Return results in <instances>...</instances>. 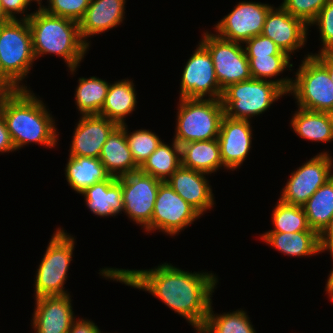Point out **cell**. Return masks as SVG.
<instances>
[{
	"label": "cell",
	"instance_id": "obj_23",
	"mask_svg": "<svg viewBox=\"0 0 333 333\" xmlns=\"http://www.w3.org/2000/svg\"><path fill=\"white\" fill-rule=\"evenodd\" d=\"M181 166L195 171L211 174L224 167L218 139L195 141L182 144Z\"/></svg>",
	"mask_w": 333,
	"mask_h": 333
},
{
	"label": "cell",
	"instance_id": "obj_20",
	"mask_svg": "<svg viewBox=\"0 0 333 333\" xmlns=\"http://www.w3.org/2000/svg\"><path fill=\"white\" fill-rule=\"evenodd\" d=\"M125 3L126 0H90L83 18L78 22L80 36L88 47L87 37L101 34L122 23Z\"/></svg>",
	"mask_w": 333,
	"mask_h": 333
},
{
	"label": "cell",
	"instance_id": "obj_36",
	"mask_svg": "<svg viewBox=\"0 0 333 333\" xmlns=\"http://www.w3.org/2000/svg\"><path fill=\"white\" fill-rule=\"evenodd\" d=\"M48 3V8L42 7L46 13L79 22L83 18L90 0H49Z\"/></svg>",
	"mask_w": 333,
	"mask_h": 333
},
{
	"label": "cell",
	"instance_id": "obj_40",
	"mask_svg": "<svg viewBox=\"0 0 333 333\" xmlns=\"http://www.w3.org/2000/svg\"><path fill=\"white\" fill-rule=\"evenodd\" d=\"M15 151L10 133L7 129L6 122L2 115H0V152Z\"/></svg>",
	"mask_w": 333,
	"mask_h": 333
},
{
	"label": "cell",
	"instance_id": "obj_46",
	"mask_svg": "<svg viewBox=\"0 0 333 333\" xmlns=\"http://www.w3.org/2000/svg\"><path fill=\"white\" fill-rule=\"evenodd\" d=\"M0 82L10 84L15 90L19 88L2 72L1 63H0Z\"/></svg>",
	"mask_w": 333,
	"mask_h": 333
},
{
	"label": "cell",
	"instance_id": "obj_16",
	"mask_svg": "<svg viewBox=\"0 0 333 333\" xmlns=\"http://www.w3.org/2000/svg\"><path fill=\"white\" fill-rule=\"evenodd\" d=\"M250 120L232 119L223 116L218 143L223 165L234 171L246 159L252 144Z\"/></svg>",
	"mask_w": 333,
	"mask_h": 333
},
{
	"label": "cell",
	"instance_id": "obj_17",
	"mask_svg": "<svg viewBox=\"0 0 333 333\" xmlns=\"http://www.w3.org/2000/svg\"><path fill=\"white\" fill-rule=\"evenodd\" d=\"M70 294L35 298L32 318L35 333H68L74 317Z\"/></svg>",
	"mask_w": 333,
	"mask_h": 333
},
{
	"label": "cell",
	"instance_id": "obj_24",
	"mask_svg": "<svg viewBox=\"0 0 333 333\" xmlns=\"http://www.w3.org/2000/svg\"><path fill=\"white\" fill-rule=\"evenodd\" d=\"M261 237L267 244L289 256L303 257L321 253L316 231L265 232Z\"/></svg>",
	"mask_w": 333,
	"mask_h": 333
},
{
	"label": "cell",
	"instance_id": "obj_29",
	"mask_svg": "<svg viewBox=\"0 0 333 333\" xmlns=\"http://www.w3.org/2000/svg\"><path fill=\"white\" fill-rule=\"evenodd\" d=\"M181 166V147L173 140L172 146L161 142L139 170L165 182Z\"/></svg>",
	"mask_w": 333,
	"mask_h": 333
},
{
	"label": "cell",
	"instance_id": "obj_13",
	"mask_svg": "<svg viewBox=\"0 0 333 333\" xmlns=\"http://www.w3.org/2000/svg\"><path fill=\"white\" fill-rule=\"evenodd\" d=\"M180 86V98L222 97L223 90L219 86L212 57L201 43L184 67Z\"/></svg>",
	"mask_w": 333,
	"mask_h": 333
},
{
	"label": "cell",
	"instance_id": "obj_8",
	"mask_svg": "<svg viewBox=\"0 0 333 333\" xmlns=\"http://www.w3.org/2000/svg\"><path fill=\"white\" fill-rule=\"evenodd\" d=\"M58 228L53 234L37 269L35 298L41 296L67 295L64 284L72 261L74 237Z\"/></svg>",
	"mask_w": 333,
	"mask_h": 333
},
{
	"label": "cell",
	"instance_id": "obj_4",
	"mask_svg": "<svg viewBox=\"0 0 333 333\" xmlns=\"http://www.w3.org/2000/svg\"><path fill=\"white\" fill-rule=\"evenodd\" d=\"M292 78L259 80L251 78L229 85L221 97L224 114L232 119L250 120L270 108L282 95L288 94Z\"/></svg>",
	"mask_w": 333,
	"mask_h": 333
},
{
	"label": "cell",
	"instance_id": "obj_39",
	"mask_svg": "<svg viewBox=\"0 0 333 333\" xmlns=\"http://www.w3.org/2000/svg\"><path fill=\"white\" fill-rule=\"evenodd\" d=\"M2 9L10 20H18L15 14H24L30 0H0Z\"/></svg>",
	"mask_w": 333,
	"mask_h": 333
},
{
	"label": "cell",
	"instance_id": "obj_30",
	"mask_svg": "<svg viewBox=\"0 0 333 333\" xmlns=\"http://www.w3.org/2000/svg\"><path fill=\"white\" fill-rule=\"evenodd\" d=\"M75 101L81 115L100 114L110 83L95 76L79 78Z\"/></svg>",
	"mask_w": 333,
	"mask_h": 333
},
{
	"label": "cell",
	"instance_id": "obj_43",
	"mask_svg": "<svg viewBox=\"0 0 333 333\" xmlns=\"http://www.w3.org/2000/svg\"><path fill=\"white\" fill-rule=\"evenodd\" d=\"M313 55L325 66L333 82V50L322 51Z\"/></svg>",
	"mask_w": 333,
	"mask_h": 333
},
{
	"label": "cell",
	"instance_id": "obj_15",
	"mask_svg": "<svg viewBox=\"0 0 333 333\" xmlns=\"http://www.w3.org/2000/svg\"><path fill=\"white\" fill-rule=\"evenodd\" d=\"M308 26L289 14L282 6L272 7L265 19L262 35L270 38L289 56L305 46Z\"/></svg>",
	"mask_w": 333,
	"mask_h": 333
},
{
	"label": "cell",
	"instance_id": "obj_48",
	"mask_svg": "<svg viewBox=\"0 0 333 333\" xmlns=\"http://www.w3.org/2000/svg\"><path fill=\"white\" fill-rule=\"evenodd\" d=\"M30 1H35V2L37 1L38 5H39V9H41L43 7V5H41L42 0H30ZM47 1H49V0H47Z\"/></svg>",
	"mask_w": 333,
	"mask_h": 333
},
{
	"label": "cell",
	"instance_id": "obj_6",
	"mask_svg": "<svg viewBox=\"0 0 333 333\" xmlns=\"http://www.w3.org/2000/svg\"><path fill=\"white\" fill-rule=\"evenodd\" d=\"M35 61L32 35L27 19L0 25V63L2 72L19 88Z\"/></svg>",
	"mask_w": 333,
	"mask_h": 333
},
{
	"label": "cell",
	"instance_id": "obj_1",
	"mask_svg": "<svg viewBox=\"0 0 333 333\" xmlns=\"http://www.w3.org/2000/svg\"><path fill=\"white\" fill-rule=\"evenodd\" d=\"M100 274L110 280L148 291L186 318L197 333L206 323L212 304L211 295L218 282L212 273H191L168 263L149 270L104 268Z\"/></svg>",
	"mask_w": 333,
	"mask_h": 333
},
{
	"label": "cell",
	"instance_id": "obj_41",
	"mask_svg": "<svg viewBox=\"0 0 333 333\" xmlns=\"http://www.w3.org/2000/svg\"><path fill=\"white\" fill-rule=\"evenodd\" d=\"M319 244L321 252L325 250L333 251V216L330 219L329 224L319 234Z\"/></svg>",
	"mask_w": 333,
	"mask_h": 333
},
{
	"label": "cell",
	"instance_id": "obj_45",
	"mask_svg": "<svg viewBox=\"0 0 333 333\" xmlns=\"http://www.w3.org/2000/svg\"><path fill=\"white\" fill-rule=\"evenodd\" d=\"M330 253H331V256H332V259H333V251L330 252ZM328 277L329 278H328L325 290L327 291V294L329 295L330 300L333 302V269L330 272Z\"/></svg>",
	"mask_w": 333,
	"mask_h": 333
},
{
	"label": "cell",
	"instance_id": "obj_5",
	"mask_svg": "<svg viewBox=\"0 0 333 333\" xmlns=\"http://www.w3.org/2000/svg\"><path fill=\"white\" fill-rule=\"evenodd\" d=\"M174 141L188 142L218 139L224 114L221 99L179 98Z\"/></svg>",
	"mask_w": 333,
	"mask_h": 333
},
{
	"label": "cell",
	"instance_id": "obj_10",
	"mask_svg": "<svg viewBox=\"0 0 333 333\" xmlns=\"http://www.w3.org/2000/svg\"><path fill=\"white\" fill-rule=\"evenodd\" d=\"M200 216L189 203L172 189L167 181L161 182L151 223L145 228V231L150 233V231L159 230L173 236L184 230Z\"/></svg>",
	"mask_w": 333,
	"mask_h": 333
},
{
	"label": "cell",
	"instance_id": "obj_47",
	"mask_svg": "<svg viewBox=\"0 0 333 333\" xmlns=\"http://www.w3.org/2000/svg\"><path fill=\"white\" fill-rule=\"evenodd\" d=\"M9 21H10V19L7 17L5 12L3 11L2 5H1V2H0V25L5 24Z\"/></svg>",
	"mask_w": 333,
	"mask_h": 333
},
{
	"label": "cell",
	"instance_id": "obj_49",
	"mask_svg": "<svg viewBox=\"0 0 333 333\" xmlns=\"http://www.w3.org/2000/svg\"><path fill=\"white\" fill-rule=\"evenodd\" d=\"M331 120H332V130H333V111L329 112Z\"/></svg>",
	"mask_w": 333,
	"mask_h": 333
},
{
	"label": "cell",
	"instance_id": "obj_35",
	"mask_svg": "<svg viewBox=\"0 0 333 333\" xmlns=\"http://www.w3.org/2000/svg\"><path fill=\"white\" fill-rule=\"evenodd\" d=\"M328 1L329 0H283L281 6L289 14L302 20L307 26H311V23Z\"/></svg>",
	"mask_w": 333,
	"mask_h": 333
},
{
	"label": "cell",
	"instance_id": "obj_25",
	"mask_svg": "<svg viewBox=\"0 0 333 333\" xmlns=\"http://www.w3.org/2000/svg\"><path fill=\"white\" fill-rule=\"evenodd\" d=\"M134 86L129 79L110 83L99 115L114 121L118 126L125 124V117L135 110L137 103Z\"/></svg>",
	"mask_w": 333,
	"mask_h": 333
},
{
	"label": "cell",
	"instance_id": "obj_32",
	"mask_svg": "<svg viewBox=\"0 0 333 333\" xmlns=\"http://www.w3.org/2000/svg\"><path fill=\"white\" fill-rule=\"evenodd\" d=\"M274 229L268 232L314 231L310 228L302 206L289 205L278 200L272 214Z\"/></svg>",
	"mask_w": 333,
	"mask_h": 333
},
{
	"label": "cell",
	"instance_id": "obj_44",
	"mask_svg": "<svg viewBox=\"0 0 333 333\" xmlns=\"http://www.w3.org/2000/svg\"><path fill=\"white\" fill-rule=\"evenodd\" d=\"M14 91L15 89L10 84L0 82V115H2L6 100L12 95Z\"/></svg>",
	"mask_w": 333,
	"mask_h": 333
},
{
	"label": "cell",
	"instance_id": "obj_37",
	"mask_svg": "<svg viewBox=\"0 0 333 333\" xmlns=\"http://www.w3.org/2000/svg\"><path fill=\"white\" fill-rule=\"evenodd\" d=\"M316 25L319 28L321 42L323 48L319 51L333 50V0L320 10L315 20L311 25Z\"/></svg>",
	"mask_w": 333,
	"mask_h": 333
},
{
	"label": "cell",
	"instance_id": "obj_28",
	"mask_svg": "<svg viewBox=\"0 0 333 333\" xmlns=\"http://www.w3.org/2000/svg\"><path fill=\"white\" fill-rule=\"evenodd\" d=\"M302 207L310 228L320 234L333 216V176Z\"/></svg>",
	"mask_w": 333,
	"mask_h": 333
},
{
	"label": "cell",
	"instance_id": "obj_7",
	"mask_svg": "<svg viewBox=\"0 0 333 333\" xmlns=\"http://www.w3.org/2000/svg\"><path fill=\"white\" fill-rule=\"evenodd\" d=\"M295 75L289 95L295 96L299 108L333 111V82L325 66L313 54L305 56Z\"/></svg>",
	"mask_w": 333,
	"mask_h": 333
},
{
	"label": "cell",
	"instance_id": "obj_34",
	"mask_svg": "<svg viewBox=\"0 0 333 333\" xmlns=\"http://www.w3.org/2000/svg\"><path fill=\"white\" fill-rule=\"evenodd\" d=\"M251 77L268 80L279 75L285 69L293 67L289 55L247 56Z\"/></svg>",
	"mask_w": 333,
	"mask_h": 333
},
{
	"label": "cell",
	"instance_id": "obj_31",
	"mask_svg": "<svg viewBox=\"0 0 333 333\" xmlns=\"http://www.w3.org/2000/svg\"><path fill=\"white\" fill-rule=\"evenodd\" d=\"M246 314L243 310H236L216 315L210 305L206 323L198 333H256Z\"/></svg>",
	"mask_w": 333,
	"mask_h": 333
},
{
	"label": "cell",
	"instance_id": "obj_11",
	"mask_svg": "<svg viewBox=\"0 0 333 333\" xmlns=\"http://www.w3.org/2000/svg\"><path fill=\"white\" fill-rule=\"evenodd\" d=\"M331 157L327 152H321L292 172L279 200L289 205L303 206L333 176Z\"/></svg>",
	"mask_w": 333,
	"mask_h": 333
},
{
	"label": "cell",
	"instance_id": "obj_9",
	"mask_svg": "<svg viewBox=\"0 0 333 333\" xmlns=\"http://www.w3.org/2000/svg\"><path fill=\"white\" fill-rule=\"evenodd\" d=\"M200 43L209 51L215 74L222 90L229 85L251 79L249 60L239 42L221 38L208 31Z\"/></svg>",
	"mask_w": 333,
	"mask_h": 333
},
{
	"label": "cell",
	"instance_id": "obj_26",
	"mask_svg": "<svg viewBox=\"0 0 333 333\" xmlns=\"http://www.w3.org/2000/svg\"><path fill=\"white\" fill-rule=\"evenodd\" d=\"M65 175L72 190L79 194L93 184L107 180L111 176L99 158L82 156H69Z\"/></svg>",
	"mask_w": 333,
	"mask_h": 333
},
{
	"label": "cell",
	"instance_id": "obj_27",
	"mask_svg": "<svg viewBox=\"0 0 333 333\" xmlns=\"http://www.w3.org/2000/svg\"><path fill=\"white\" fill-rule=\"evenodd\" d=\"M291 126L303 139L316 142L333 141L332 120L329 112L310 111L298 107Z\"/></svg>",
	"mask_w": 333,
	"mask_h": 333
},
{
	"label": "cell",
	"instance_id": "obj_3",
	"mask_svg": "<svg viewBox=\"0 0 333 333\" xmlns=\"http://www.w3.org/2000/svg\"><path fill=\"white\" fill-rule=\"evenodd\" d=\"M31 35L35 60L44 54H57L65 60L73 74L83 60L88 46L79 32V23L46 13L42 8L31 14H24Z\"/></svg>",
	"mask_w": 333,
	"mask_h": 333
},
{
	"label": "cell",
	"instance_id": "obj_14",
	"mask_svg": "<svg viewBox=\"0 0 333 333\" xmlns=\"http://www.w3.org/2000/svg\"><path fill=\"white\" fill-rule=\"evenodd\" d=\"M271 8L272 6L264 3L239 2L215 25V31L221 38L244 44L245 41L262 33Z\"/></svg>",
	"mask_w": 333,
	"mask_h": 333
},
{
	"label": "cell",
	"instance_id": "obj_42",
	"mask_svg": "<svg viewBox=\"0 0 333 333\" xmlns=\"http://www.w3.org/2000/svg\"><path fill=\"white\" fill-rule=\"evenodd\" d=\"M68 333H101V331L92 321L81 318L73 322Z\"/></svg>",
	"mask_w": 333,
	"mask_h": 333
},
{
	"label": "cell",
	"instance_id": "obj_18",
	"mask_svg": "<svg viewBox=\"0 0 333 333\" xmlns=\"http://www.w3.org/2000/svg\"><path fill=\"white\" fill-rule=\"evenodd\" d=\"M80 117L71 141L69 156L99 158L107 137L118 125L99 114Z\"/></svg>",
	"mask_w": 333,
	"mask_h": 333
},
{
	"label": "cell",
	"instance_id": "obj_2",
	"mask_svg": "<svg viewBox=\"0 0 333 333\" xmlns=\"http://www.w3.org/2000/svg\"><path fill=\"white\" fill-rule=\"evenodd\" d=\"M2 116L15 150L29 143L53 148L58 143L55 120L41 99L27 89L15 90L6 100Z\"/></svg>",
	"mask_w": 333,
	"mask_h": 333
},
{
	"label": "cell",
	"instance_id": "obj_21",
	"mask_svg": "<svg viewBox=\"0 0 333 333\" xmlns=\"http://www.w3.org/2000/svg\"><path fill=\"white\" fill-rule=\"evenodd\" d=\"M84 195L86 205L94 214L105 217L115 216L124 209L121 177L110 176L86 188Z\"/></svg>",
	"mask_w": 333,
	"mask_h": 333
},
{
	"label": "cell",
	"instance_id": "obj_12",
	"mask_svg": "<svg viewBox=\"0 0 333 333\" xmlns=\"http://www.w3.org/2000/svg\"><path fill=\"white\" fill-rule=\"evenodd\" d=\"M162 181L140 170L121 176L125 212L131 220L146 228L151 223L154 204Z\"/></svg>",
	"mask_w": 333,
	"mask_h": 333
},
{
	"label": "cell",
	"instance_id": "obj_22",
	"mask_svg": "<svg viewBox=\"0 0 333 333\" xmlns=\"http://www.w3.org/2000/svg\"><path fill=\"white\" fill-rule=\"evenodd\" d=\"M99 159L106 171L116 178L138 171L128 147L125 130L117 126L107 137Z\"/></svg>",
	"mask_w": 333,
	"mask_h": 333
},
{
	"label": "cell",
	"instance_id": "obj_33",
	"mask_svg": "<svg viewBox=\"0 0 333 333\" xmlns=\"http://www.w3.org/2000/svg\"><path fill=\"white\" fill-rule=\"evenodd\" d=\"M120 126L125 130L128 147L131 151L133 160L140 168L162 141L159 136L149 130L140 129L128 133L126 123Z\"/></svg>",
	"mask_w": 333,
	"mask_h": 333
},
{
	"label": "cell",
	"instance_id": "obj_38",
	"mask_svg": "<svg viewBox=\"0 0 333 333\" xmlns=\"http://www.w3.org/2000/svg\"><path fill=\"white\" fill-rule=\"evenodd\" d=\"M246 56L288 55L270 38L260 34L244 42Z\"/></svg>",
	"mask_w": 333,
	"mask_h": 333
},
{
	"label": "cell",
	"instance_id": "obj_19",
	"mask_svg": "<svg viewBox=\"0 0 333 333\" xmlns=\"http://www.w3.org/2000/svg\"><path fill=\"white\" fill-rule=\"evenodd\" d=\"M206 173L180 166L167 180L172 189L200 215L214 206V195Z\"/></svg>",
	"mask_w": 333,
	"mask_h": 333
}]
</instances>
